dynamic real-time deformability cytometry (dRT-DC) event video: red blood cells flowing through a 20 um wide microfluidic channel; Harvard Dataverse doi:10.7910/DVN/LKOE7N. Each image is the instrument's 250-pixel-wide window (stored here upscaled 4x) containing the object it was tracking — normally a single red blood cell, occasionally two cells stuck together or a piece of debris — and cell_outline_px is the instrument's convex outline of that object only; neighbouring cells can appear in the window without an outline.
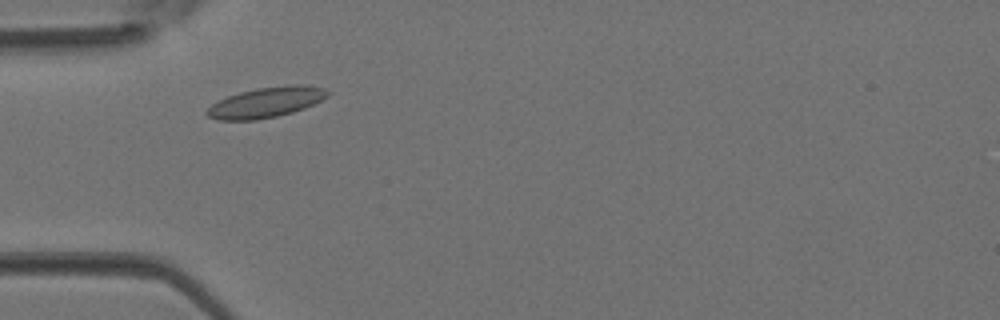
{"species": "Egyptian fruit bat (a non-hibernating species)", "species_latin": "Rousettus aegyptiacus", "temperature_condition": "room temperature", "stored_images_in_passage": 35, "camera_frame_rate_fps": 3000, "um_per_image_px": 0.085, "animal": {"sex": "female"}, "frame": {"image": 1, "passage_image": 5, "time_ms": 1.333, "image_size_px": [1000, 320], "cell_outline_px": [[332, 92], [328, 96], [304, 108], [292, 112], [276, 116], [256, 120], [216, 120], [208, 116], [204, 112], [212, 104], [228, 96], [240, 92], [256, 88], [300, 84], [324, 88]], "centroid_in_image_um": [22.61, 8.7], "position_along_channel_um": 62.4, "area_um2": 21.15}}
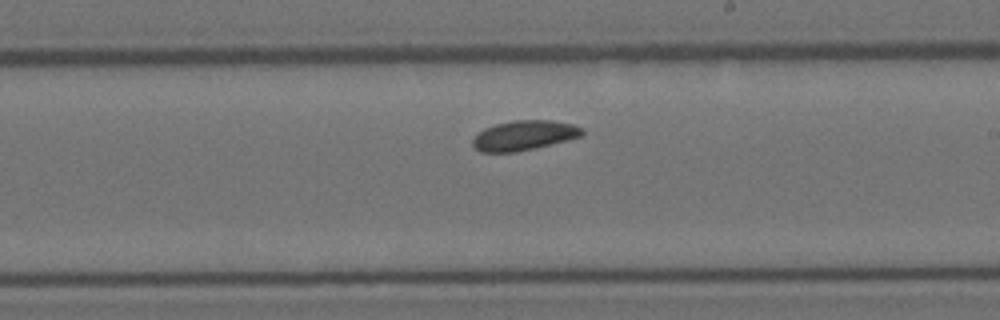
{"frame": {"image": 2, "passage_image": 17, "time_ms": 5.333, "image_size_px": [1000, 320], "cell_outline_px": [[584, 132], [580, 136], [516, 152], [480, 152], [472, 144], [472, 140], [484, 128], [496, 124], [512, 120], [552, 120], [572, 124], [584, 128]], "centroid_in_image_um": [44.52, 11.49], "position_along_channel_um": 244.5, "area_um2": 18.67}}
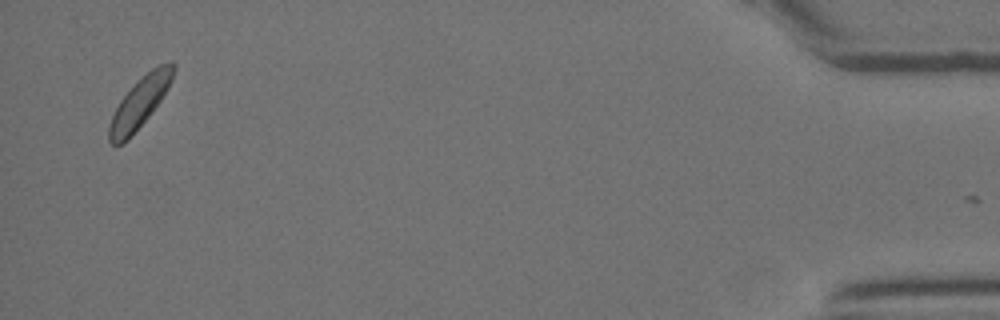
{"frame": {"image": 3, "passage_image": 34, "time_ms": 11.0, "image_size_px": [1000, 320], "cell_outline_px": [[176, 68], [172, 80], [168, 88], [152, 112], [120, 144], [112, 144], [108, 140], [108, 124], [120, 100], [152, 68], [160, 64], [172, 60], [176, 64]], "centroid_in_image_um": [11.91, 8.66], "position_along_channel_um": 423.3, "area_um2": 18.03}}